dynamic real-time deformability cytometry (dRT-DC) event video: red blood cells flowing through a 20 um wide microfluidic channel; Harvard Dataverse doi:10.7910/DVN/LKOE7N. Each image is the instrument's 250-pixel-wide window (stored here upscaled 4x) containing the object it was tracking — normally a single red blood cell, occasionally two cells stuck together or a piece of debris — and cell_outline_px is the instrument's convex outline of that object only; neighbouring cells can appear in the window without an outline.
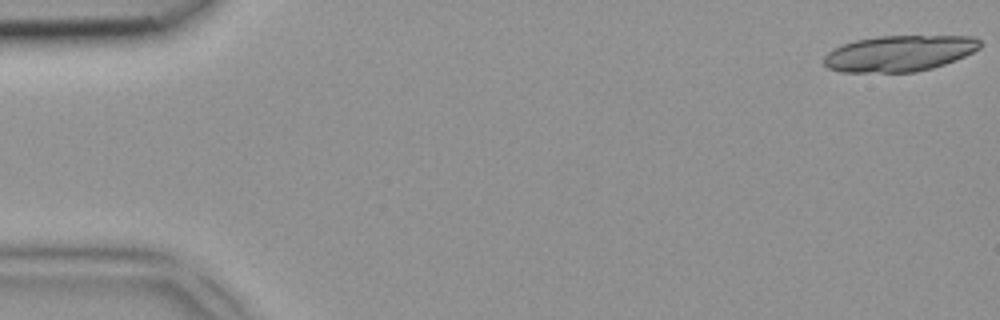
{"species": "common noctule bat (a hibernating species)", "species_latin": "Nyctalus noctula", "temperature_condition": "room temperature", "stored_images_in_passage": 5, "camera_frame_rate_fps": 3000, "um_per_image_px": 0.085, "animal": {"sex": "female", "body_mass_g": 18.4}, "frame": {"image": 1, "passage_image": 1, "time_ms": 0.0, "image_size_px": [1000, 320], "cell_outline_px": [[980, 48], [964, 56], [944, 64], [932, 68], [916, 72], [840, 72], [828, 68], [824, 64], [824, 56], [828, 52], [840, 44], [856, 40], [880, 36], [972, 36], [980, 40]], "centroid_in_image_um": [76.41, 4.54], "position_along_channel_um": 8.6, "area_um2": 32.71}}